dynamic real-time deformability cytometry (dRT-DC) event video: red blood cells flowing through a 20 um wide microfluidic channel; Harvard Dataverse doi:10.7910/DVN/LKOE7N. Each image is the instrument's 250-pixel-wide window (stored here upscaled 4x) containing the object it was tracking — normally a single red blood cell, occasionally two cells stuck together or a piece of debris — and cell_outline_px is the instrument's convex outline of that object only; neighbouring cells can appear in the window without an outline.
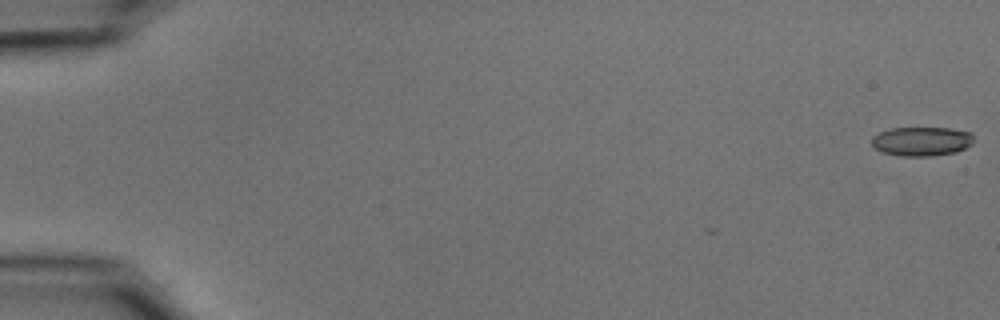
{"species": "common noctule bat (a hibernating species)", "species_latin": "Nyctalus noctula", "temperature_condition": "cold", "stored_images_in_passage": 52, "camera_frame_rate_fps": 3000, "um_per_image_px": 0.085, "animal": {"sex": "male", "body_mass_g": 15.6}, "frame": {"image": 1, "passage_image": 1, "time_ms": 0.0, "image_size_px": [1000, 320], "cell_outline_px": [[976, 140], [972, 144], [956, 152], [932, 156], [900, 156], [884, 152], [876, 148], [872, 144], [872, 136], [888, 128], [948, 128], [972, 132]], "centroid_in_image_um": [78.38, 12.0], "position_along_channel_um": 6.6, "area_um2": 17.46}}
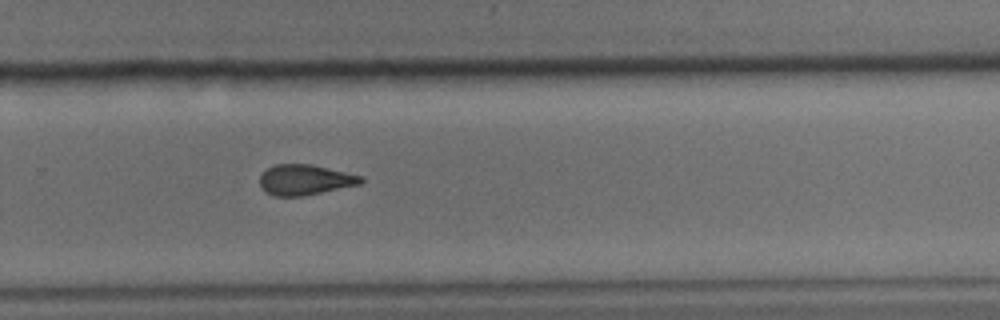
{"frame": {"image": 2, "passage_image": 38, "time_ms": 12.333, "image_size_px": [1000, 320], "cell_outline_px": [[364, 180], [360, 184], [304, 196], [276, 196], [268, 192], [260, 184], [260, 176], [268, 168], [276, 164], [312, 164], [364, 176]], "centroid_in_image_um": [25.97, 15.27], "position_along_channel_um": 303.8, "area_um2": 17.8}}
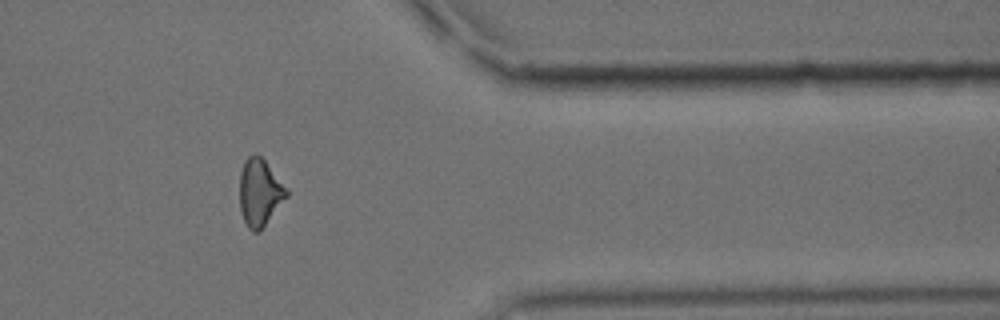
{"frame": {"image": 3, "passage_image": 46, "time_ms": 15.0, "image_size_px": [1000, 320], "cell_outline_px": [[288, 196], [260, 232], [252, 232], [248, 228], [240, 212], [240, 172], [244, 160], [252, 152], [256, 152], [264, 160], [288, 188]], "centroid_in_image_um": [22.08, 16.36], "position_along_channel_um": 389.3, "area_um2": 18.67}}